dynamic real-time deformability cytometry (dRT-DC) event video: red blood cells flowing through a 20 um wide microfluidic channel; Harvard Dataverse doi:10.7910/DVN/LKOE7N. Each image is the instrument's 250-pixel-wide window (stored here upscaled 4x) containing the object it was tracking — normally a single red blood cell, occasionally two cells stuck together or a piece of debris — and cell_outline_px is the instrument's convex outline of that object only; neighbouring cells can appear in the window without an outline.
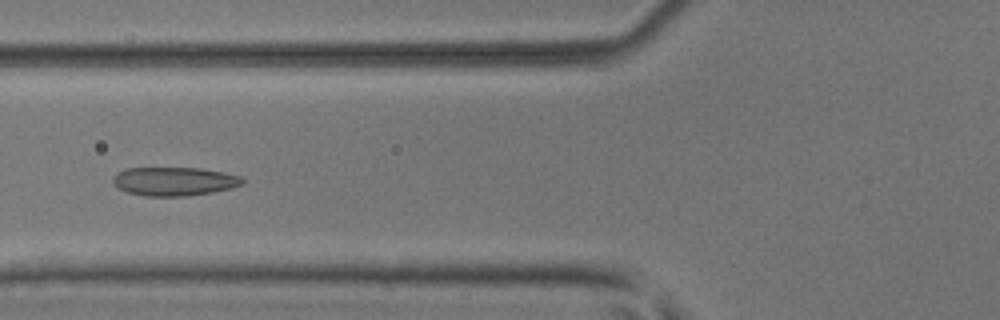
{"species": "common noctule bat (a hibernating species)", "species_latin": "Nyctalus noctula", "temperature_condition": "room temperature", "stored_images_in_passage": 49, "camera_frame_rate_fps": 3000, "um_per_image_px": 0.085, "animal": {"sex": "male", "body_mass_g": 17.9, "forearm_length_mm": 54.2}, "frame": {"image": 1, "passage_image": 18, "time_ms": 5.667, "image_size_px": [1000, 320], "cell_outline_px": [[244, 184], [232, 188], [212, 192], [188, 196], [144, 196], [128, 192], [120, 188], [112, 180], [120, 172], [128, 168], [200, 168], [224, 172], [240, 176], [244, 180]], "centroid_in_image_um": [14.88, 15.42], "position_along_channel_um": 110.9, "area_um2": 21.44}}
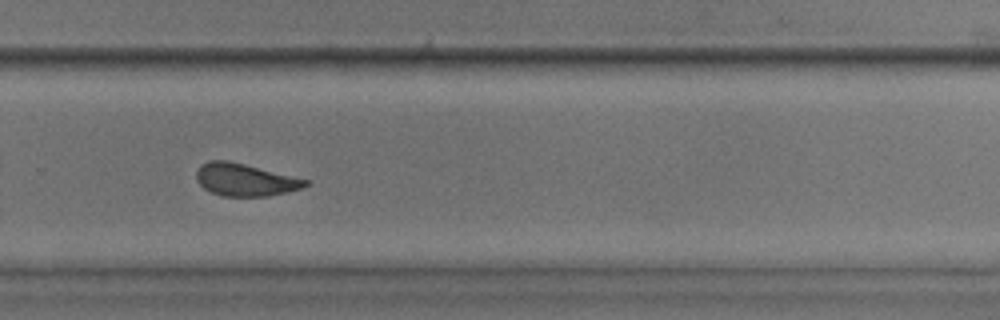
{"frame": {"image": 2, "passage_image": 33, "time_ms": 10.667, "image_size_px": [1000, 320], "cell_outline_px": [[308, 184], [300, 188], [268, 196], [220, 196], [204, 188], [196, 180], [196, 172], [200, 164], [208, 160], [228, 160], [308, 180]], "centroid_in_image_um": [20.75, 15.27], "position_along_channel_um": 309.0, "area_um2": 20.35}}
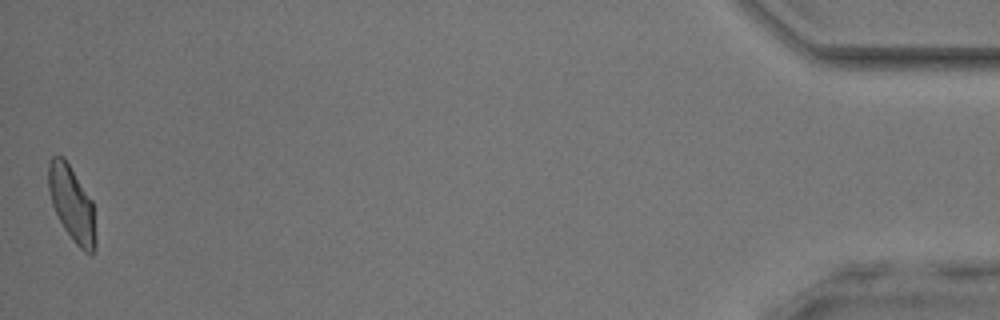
{"frame": {"image": 3, "passage_image": 49, "time_ms": 16.0, "image_size_px": [1000, 320], "cell_outline_px": [[96, 244], [92, 256], [84, 252], [72, 240], [64, 228], [52, 204], [48, 188], [48, 164], [52, 156], [64, 156], [92, 200], [96, 240]], "centroid_in_image_um": [6.11, 17.33], "position_along_channel_um": 429.1, "area_um2": 20.63}, "authors_computed_cell_mechanics": {"area_um2": 21.1548, "velocity_mm_per_s": 3.9801, "shape_relaxation_time_tau1_ms": 3.6197, "shape_relaxation_time_tau2_ms": 1.3192, "deformation_change_tau1": 0.1107, "deformation_change_tau2": 0.0723}}